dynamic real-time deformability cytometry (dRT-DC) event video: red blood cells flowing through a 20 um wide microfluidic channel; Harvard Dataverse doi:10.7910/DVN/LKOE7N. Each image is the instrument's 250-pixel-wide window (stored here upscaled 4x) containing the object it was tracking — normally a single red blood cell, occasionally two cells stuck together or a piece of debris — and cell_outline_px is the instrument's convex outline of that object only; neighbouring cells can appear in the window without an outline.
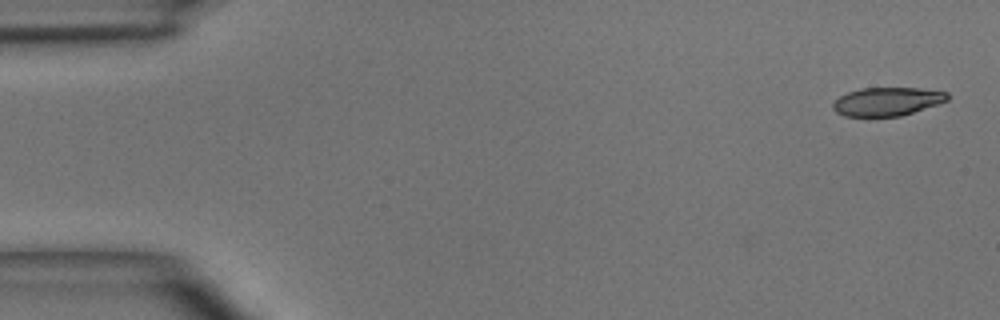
{"species": "common noctule bat (a hibernating species)", "species_latin": "Nyctalus noctula", "temperature_condition": "room temperature", "stored_images_in_passage": 4, "camera_frame_rate_fps": 3000, "um_per_image_px": 0.085, "animal": {"sex": "male", "body_mass_g": 15.6}, "frame": {"image": 1, "passage_image": 1, "time_ms": 0.0, "image_size_px": [1000, 320], "cell_outline_px": [[948, 100], [940, 104], [900, 116], [844, 116], [836, 112], [832, 108], [832, 104], [840, 96], [848, 92], [860, 88], [920, 88], [948, 92]], "centroid_in_image_um": [75.42, 8.63], "position_along_channel_um": 9.6, "area_um2": 19.02}}
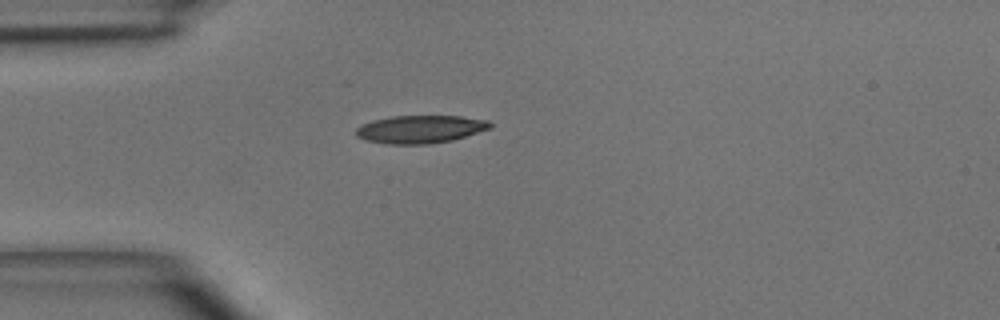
{"frame": {"image": 2, "passage_image": 4, "time_ms": 3.667, "image_size_px": [1000, 320], "cell_outline_px": [[492, 128], [452, 140], [432, 144], [388, 144], [364, 140], [356, 136], [356, 128], [372, 120], [392, 116], [460, 116], [488, 120], [492, 124]], "centroid_in_image_um": [35.73, 10.99], "position_along_channel_um": 49.3, "area_um2": 21.85}}